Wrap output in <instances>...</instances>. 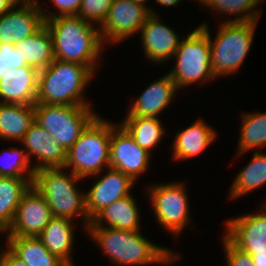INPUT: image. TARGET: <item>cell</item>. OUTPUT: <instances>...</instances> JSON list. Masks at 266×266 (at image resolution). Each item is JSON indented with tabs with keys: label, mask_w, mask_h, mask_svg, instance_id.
Masks as SVG:
<instances>
[{
	"label": "cell",
	"mask_w": 266,
	"mask_h": 266,
	"mask_svg": "<svg viewBox=\"0 0 266 266\" xmlns=\"http://www.w3.org/2000/svg\"><path fill=\"white\" fill-rule=\"evenodd\" d=\"M221 246L223 247V258L225 266H254V261L250 253L244 252L236 247L224 234H222Z\"/></svg>",
	"instance_id": "obj_34"
},
{
	"label": "cell",
	"mask_w": 266,
	"mask_h": 266,
	"mask_svg": "<svg viewBox=\"0 0 266 266\" xmlns=\"http://www.w3.org/2000/svg\"><path fill=\"white\" fill-rule=\"evenodd\" d=\"M15 4H33L40 5L43 1L41 0H14Z\"/></svg>",
	"instance_id": "obj_40"
},
{
	"label": "cell",
	"mask_w": 266,
	"mask_h": 266,
	"mask_svg": "<svg viewBox=\"0 0 266 266\" xmlns=\"http://www.w3.org/2000/svg\"><path fill=\"white\" fill-rule=\"evenodd\" d=\"M252 158L237 172L228 189L230 201L250 195L266 185V152L253 151Z\"/></svg>",
	"instance_id": "obj_26"
},
{
	"label": "cell",
	"mask_w": 266,
	"mask_h": 266,
	"mask_svg": "<svg viewBox=\"0 0 266 266\" xmlns=\"http://www.w3.org/2000/svg\"><path fill=\"white\" fill-rule=\"evenodd\" d=\"M15 5L14 0H0V17Z\"/></svg>",
	"instance_id": "obj_38"
},
{
	"label": "cell",
	"mask_w": 266,
	"mask_h": 266,
	"mask_svg": "<svg viewBox=\"0 0 266 266\" xmlns=\"http://www.w3.org/2000/svg\"><path fill=\"white\" fill-rule=\"evenodd\" d=\"M0 150V176L3 177H34V169L27 158L23 147L9 145Z\"/></svg>",
	"instance_id": "obj_31"
},
{
	"label": "cell",
	"mask_w": 266,
	"mask_h": 266,
	"mask_svg": "<svg viewBox=\"0 0 266 266\" xmlns=\"http://www.w3.org/2000/svg\"><path fill=\"white\" fill-rule=\"evenodd\" d=\"M44 24L52 36L55 59L86 65L98 75L106 49L98 26L78 15L54 17Z\"/></svg>",
	"instance_id": "obj_2"
},
{
	"label": "cell",
	"mask_w": 266,
	"mask_h": 266,
	"mask_svg": "<svg viewBox=\"0 0 266 266\" xmlns=\"http://www.w3.org/2000/svg\"><path fill=\"white\" fill-rule=\"evenodd\" d=\"M81 181L85 182L64 167L42 168L35 171L32 185L45 198L53 217L68 218L75 222L80 219L78 233L82 230L86 236L90 221Z\"/></svg>",
	"instance_id": "obj_3"
},
{
	"label": "cell",
	"mask_w": 266,
	"mask_h": 266,
	"mask_svg": "<svg viewBox=\"0 0 266 266\" xmlns=\"http://www.w3.org/2000/svg\"><path fill=\"white\" fill-rule=\"evenodd\" d=\"M4 244L29 266H68L50 253L38 237H3Z\"/></svg>",
	"instance_id": "obj_30"
},
{
	"label": "cell",
	"mask_w": 266,
	"mask_h": 266,
	"mask_svg": "<svg viewBox=\"0 0 266 266\" xmlns=\"http://www.w3.org/2000/svg\"><path fill=\"white\" fill-rule=\"evenodd\" d=\"M112 3L113 0H82L78 16L100 27Z\"/></svg>",
	"instance_id": "obj_32"
},
{
	"label": "cell",
	"mask_w": 266,
	"mask_h": 266,
	"mask_svg": "<svg viewBox=\"0 0 266 266\" xmlns=\"http://www.w3.org/2000/svg\"><path fill=\"white\" fill-rule=\"evenodd\" d=\"M52 218L45 198L31 185L23 194L14 220L3 237H37Z\"/></svg>",
	"instance_id": "obj_15"
},
{
	"label": "cell",
	"mask_w": 266,
	"mask_h": 266,
	"mask_svg": "<svg viewBox=\"0 0 266 266\" xmlns=\"http://www.w3.org/2000/svg\"><path fill=\"white\" fill-rule=\"evenodd\" d=\"M33 177L0 176V234L11 226L23 194L32 185Z\"/></svg>",
	"instance_id": "obj_29"
},
{
	"label": "cell",
	"mask_w": 266,
	"mask_h": 266,
	"mask_svg": "<svg viewBox=\"0 0 266 266\" xmlns=\"http://www.w3.org/2000/svg\"><path fill=\"white\" fill-rule=\"evenodd\" d=\"M39 5L44 21L58 16L78 15L82 0H49ZM49 7H48V6ZM46 6V7H45ZM52 6V7H50ZM55 8L54 10L51 8ZM50 8V9H49Z\"/></svg>",
	"instance_id": "obj_33"
},
{
	"label": "cell",
	"mask_w": 266,
	"mask_h": 266,
	"mask_svg": "<svg viewBox=\"0 0 266 266\" xmlns=\"http://www.w3.org/2000/svg\"><path fill=\"white\" fill-rule=\"evenodd\" d=\"M0 236H1V237H0V238H1V239H0V251H1L2 245L4 244V242H3L4 239H2V237H3L2 234H0ZM1 240H2V241H1Z\"/></svg>",
	"instance_id": "obj_42"
},
{
	"label": "cell",
	"mask_w": 266,
	"mask_h": 266,
	"mask_svg": "<svg viewBox=\"0 0 266 266\" xmlns=\"http://www.w3.org/2000/svg\"><path fill=\"white\" fill-rule=\"evenodd\" d=\"M144 186L146 198L149 201L150 210L165 232L172 235L173 239L181 237L185 229L194 227V218L191 213L189 201V184L183 180L154 182ZM146 190V191H145ZM193 226V227H192ZM181 235V236H179Z\"/></svg>",
	"instance_id": "obj_8"
},
{
	"label": "cell",
	"mask_w": 266,
	"mask_h": 266,
	"mask_svg": "<svg viewBox=\"0 0 266 266\" xmlns=\"http://www.w3.org/2000/svg\"><path fill=\"white\" fill-rule=\"evenodd\" d=\"M15 48L25 64L38 71L55 60L52 36L45 24L32 36L16 43Z\"/></svg>",
	"instance_id": "obj_28"
},
{
	"label": "cell",
	"mask_w": 266,
	"mask_h": 266,
	"mask_svg": "<svg viewBox=\"0 0 266 266\" xmlns=\"http://www.w3.org/2000/svg\"><path fill=\"white\" fill-rule=\"evenodd\" d=\"M153 155L141 148L129 133L118 124L111 133L110 168L121 171L138 183L151 171ZM141 179V180H140Z\"/></svg>",
	"instance_id": "obj_13"
},
{
	"label": "cell",
	"mask_w": 266,
	"mask_h": 266,
	"mask_svg": "<svg viewBox=\"0 0 266 266\" xmlns=\"http://www.w3.org/2000/svg\"><path fill=\"white\" fill-rule=\"evenodd\" d=\"M130 195L114 201L100 210L91 220L88 227H108L128 231L142 230V211L137 198Z\"/></svg>",
	"instance_id": "obj_22"
},
{
	"label": "cell",
	"mask_w": 266,
	"mask_h": 266,
	"mask_svg": "<svg viewBox=\"0 0 266 266\" xmlns=\"http://www.w3.org/2000/svg\"><path fill=\"white\" fill-rule=\"evenodd\" d=\"M133 1L135 3H137V4H140V5L144 6V7H146L151 13L152 4H153L151 1H153V0H133Z\"/></svg>",
	"instance_id": "obj_41"
},
{
	"label": "cell",
	"mask_w": 266,
	"mask_h": 266,
	"mask_svg": "<svg viewBox=\"0 0 266 266\" xmlns=\"http://www.w3.org/2000/svg\"><path fill=\"white\" fill-rule=\"evenodd\" d=\"M98 114L67 151L64 168L85 179L110 167V139L119 124Z\"/></svg>",
	"instance_id": "obj_6"
},
{
	"label": "cell",
	"mask_w": 266,
	"mask_h": 266,
	"mask_svg": "<svg viewBox=\"0 0 266 266\" xmlns=\"http://www.w3.org/2000/svg\"><path fill=\"white\" fill-rule=\"evenodd\" d=\"M155 79L146 84V88L144 86V90L132 99L124 117L163 118L162 114L170 110L180 91L166 72Z\"/></svg>",
	"instance_id": "obj_16"
},
{
	"label": "cell",
	"mask_w": 266,
	"mask_h": 266,
	"mask_svg": "<svg viewBox=\"0 0 266 266\" xmlns=\"http://www.w3.org/2000/svg\"><path fill=\"white\" fill-rule=\"evenodd\" d=\"M34 122V105L0 103V143L18 144Z\"/></svg>",
	"instance_id": "obj_23"
},
{
	"label": "cell",
	"mask_w": 266,
	"mask_h": 266,
	"mask_svg": "<svg viewBox=\"0 0 266 266\" xmlns=\"http://www.w3.org/2000/svg\"><path fill=\"white\" fill-rule=\"evenodd\" d=\"M93 108L94 106L35 103V123L48 131L68 151L86 126L99 114Z\"/></svg>",
	"instance_id": "obj_9"
},
{
	"label": "cell",
	"mask_w": 266,
	"mask_h": 266,
	"mask_svg": "<svg viewBox=\"0 0 266 266\" xmlns=\"http://www.w3.org/2000/svg\"><path fill=\"white\" fill-rule=\"evenodd\" d=\"M258 207L222 222L223 234L240 250L250 254L266 253V203Z\"/></svg>",
	"instance_id": "obj_12"
},
{
	"label": "cell",
	"mask_w": 266,
	"mask_h": 266,
	"mask_svg": "<svg viewBox=\"0 0 266 266\" xmlns=\"http://www.w3.org/2000/svg\"><path fill=\"white\" fill-rule=\"evenodd\" d=\"M204 20L198 25L208 34L211 45V68L216 79L219 78L220 81L222 77L238 74L254 45L259 21L219 22L215 31L211 32L210 22Z\"/></svg>",
	"instance_id": "obj_5"
},
{
	"label": "cell",
	"mask_w": 266,
	"mask_h": 266,
	"mask_svg": "<svg viewBox=\"0 0 266 266\" xmlns=\"http://www.w3.org/2000/svg\"><path fill=\"white\" fill-rule=\"evenodd\" d=\"M264 1L266 0H197V4L206 10L209 9L210 13L213 12V19L216 16L219 18L218 23L219 20L221 23H232L259 21L263 12L262 8L258 7H261Z\"/></svg>",
	"instance_id": "obj_25"
},
{
	"label": "cell",
	"mask_w": 266,
	"mask_h": 266,
	"mask_svg": "<svg viewBox=\"0 0 266 266\" xmlns=\"http://www.w3.org/2000/svg\"><path fill=\"white\" fill-rule=\"evenodd\" d=\"M251 255L254 261V266H266V253Z\"/></svg>",
	"instance_id": "obj_39"
},
{
	"label": "cell",
	"mask_w": 266,
	"mask_h": 266,
	"mask_svg": "<svg viewBox=\"0 0 266 266\" xmlns=\"http://www.w3.org/2000/svg\"><path fill=\"white\" fill-rule=\"evenodd\" d=\"M142 231L87 227L86 236L99 248L109 266H171L184 259V252L150 241Z\"/></svg>",
	"instance_id": "obj_1"
},
{
	"label": "cell",
	"mask_w": 266,
	"mask_h": 266,
	"mask_svg": "<svg viewBox=\"0 0 266 266\" xmlns=\"http://www.w3.org/2000/svg\"><path fill=\"white\" fill-rule=\"evenodd\" d=\"M187 32L169 62H174V65L167 71L179 91L197 85L199 88L205 85L207 87L210 81H216L211 68L208 34L199 25L193 31Z\"/></svg>",
	"instance_id": "obj_7"
},
{
	"label": "cell",
	"mask_w": 266,
	"mask_h": 266,
	"mask_svg": "<svg viewBox=\"0 0 266 266\" xmlns=\"http://www.w3.org/2000/svg\"><path fill=\"white\" fill-rule=\"evenodd\" d=\"M95 77L86 65L55 59L39 71L36 103L93 106L87 90Z\"/></svg>",
	"instance_id": "obj_4"
},
{
	"label": "cell",
	"mask_w": 266,
	"mask_h": 266,
	"mask_svg": "<svg viewBox=\"0 0 266 266\" xmlns=\"http://www.w3.org/2000/svg\"><path fill=\"white\" fill-rule=\"evenodd\" d=\"M26 66L14 44L0 43V79L9 69Z\"/></svg>",
	"instance_id": "obj_35"
},
{
	"label": "cell",
	"mask_w": 266,
	"mask_h": 266,
	"mask_svg": "<svg viewBox=\"0 0 266 266\" xmlns=\"http://www.w3.org/2000/svg\"><path fill=\"white\" fill-rule=\"evenodd\" d=\"M161 16L160 14H150L142 25L139 36H137L144 59L155 68L170 62L180 40L185 36L184 34L180 35V31L177 33L179 27L175 30L167 22L162 21L164 17Z\"/></svg>",
	"instance_id": "obj_11"
},
{
	"label": "cell",
	"mask_w": 266,
	"mask_h": 266,
	"mask_svg": "<svg viewBox=\"0 0 266 266\" xmlns=\"http://www.w3.org/2000/svg\"><path fill=\"white\" fill-rule=\"evenodd\" d=\"M162 118L155 117H123L117 121L141 148L154 154V149L165 142V136L170 135V129L164 125Z\"/></svg>",
	"instance_id": "obj_24"
},
{
	"label": "cell",
	"mask_w": 266,
	"mask_h": 266,
	"mask_svg": "<svg viewBox=\"0 0 266 266\" xmlns=\"http://www.w3.org/2000/svg\"><path fill=\"white\" fill-rule=\"evenodd\" d=\"M150 14L146 7L133 0H113L104 22L99 27L103 44L109 50L111 46H118L121 42L138 36Z\"/></svg>",
	"instance_id": "obj_10"
},
{
	"label": "cell",
	"mask_w": 266,
	"mask_h": 266,
	"mask_svg": "<svg viewBox=\"0 0 266 266\" xmlns=\"http://www.w3.org/2000/svg\"><path fill=\"white\" fill-rule=\"evenodd\" d=\"M94 180L85 188L86 211L89 221L103 208L135 191L136 182L128 175L113 168L104 169L99 174L85 178Z\"/></svg>",
	"instance_id": "obj_14"
},
{
	"label": "cell",
	"mask_w": 266,
	"mask_h": 266,
	"mask_svg": "<svg viewBox=\"0 0 266 266\" xmlns=\"http://www.w3.org/2000/svg\"><path fill=\"white\" fill-rule=\"evenodd\" d=\"M18 144L25 150L34 171L42 168L64 167L66 163L67 151L48 131L35 122Z\"/></svg>",
	"instance_id": "obj_18"
},
{
	"label": "cell",
	"mask_w": 266,
	"mask_h": 266,
	"mask_svg": "<svg viewBox=\"0 0 266 266\" xmlns=\"http://www.w3.org/2000/svg\"><path fill=\"white\" fill-rule=\"evenodd\" d=\"M217 132L214 125L199 116L185 128L182 126V129H177L174 134L172 133L170 144L172 161L184 162L203 155L218 140Z\"/></svg>",
	"instance_id": "obj_17"
},
{
	"label": "cell",
	"mask_w": 266,
	"mask_h": 266,
	"mask_svg": "<svg viewBox=\"0 0 266 266\" xmlns=\"http://www.w3.org/2000/svg\"><path fill=\"white\" fill-rule=\"evenodd\" d=\"M78 224L68 218L53 217L37 236L45 248L68 266H75L74 247L77 244ZM76 241V242H75Z\"/></svg>",
	"instance_id": "obj_21"
},
{
	"label": "cell",
	"mask_w": 266,
	"mask_h": 266,
	"mask_svg": "<svg viewBox=\"0 0 266 266\" xmlns=\"http://www.w3.org/2000/svg\"><path fill=\"white\" fill-rule=\"evenodd\" d=\"M0 266H29L18 258L5 244L0 251Z\"/></svg>",
	"instance_id": "obj_36"
},
{
	"label": "cell",
	"mask_w": 266,
	"mask_h": 266,
	"mask_svg": "<svg viewBox=\"0 0 266 266\" xmlns=\"http://www.w3.org/2000/svg\"><path fill=\"white\" fill-rule=\"evenodd\" d=\"M44 22L38 5L15 4L0 17V43L15 45L32 36Z\"/></svg>",
	"instance_id": "obj_19"
},
{
	"label": "cell",
	"mask_w": 266,
	"mask_h": 266,
	"mask_svg": "<svg viewBox=\"0 0 266 266\" xmlns=\"http://www.w3.org/2000/svg\"><path fill=\"white\" fill-rule=\"evenodd\" d=\"M194 1L195 4H197V0H192ZM154 4L152 5V9H151V14H158L160 13L159 9H158V12H157V8L159 6V8H175V6L178 8L180 7L179 5L182 4L183 0H153L152 1ZM157 5V6H156ZM155 7V8H154ZM157 7V8H156Z\"/></svg>",
	"instance_id": "obj_37"
},
{
	"label": "cell",
	"mask_w": 266,
	"mask_h": 266,
	"mask_svg": "<svg viewBox=\"0 0 266 266\" xmlns=\"http://www.w3.org/2000/svg\"><path fill=\"white\" fill-rule=\"evenodd\" d=\"M239 114L241 124H239L235 155H233L236 159L249 154V151L266 149V111H241Z\"/></svg>",
	"instance_id": "obj_27"
},
{
	"label": "cell",
	"mask_w": 266,
	"mask_h": 266,
	"mask_svg": "<svg viewBox=\"0 0 266 266\" xmlns=\"http://www.w3.org/2000/svg\"><path fill=\"white\" fill-rule=\"evenodd\" d=\"M39 71L30 66L11 68L0 79V103L34 105Z\"/></svg>",
	"instance_id": "obj_20"
}]
</instances>
